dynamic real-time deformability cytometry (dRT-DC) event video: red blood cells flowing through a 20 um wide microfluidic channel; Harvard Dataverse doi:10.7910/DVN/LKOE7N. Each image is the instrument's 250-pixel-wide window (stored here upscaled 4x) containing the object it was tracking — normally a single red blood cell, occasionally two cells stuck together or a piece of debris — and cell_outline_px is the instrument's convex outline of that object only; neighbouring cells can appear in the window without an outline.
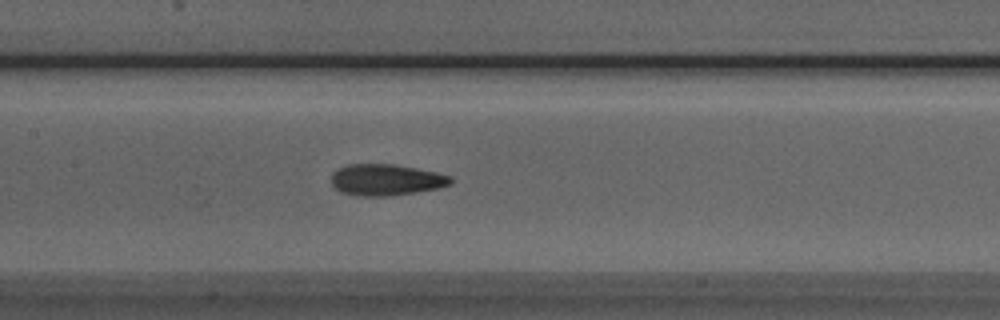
{"species": "Egyptian fruit bat (a non-hibernating species)", "species_latin": "Rousettus aegyptiacus", "temperature_condition": "room temperature", "stored_images_in_passage": 18, "camera_frame_rate_fps": 3000, "um_per_image_px": 0.085, "animal": {"sex": "male"}, "frame": {"image": 1, "passage_image": 11, "time_ms": 3.333, "image_size_px": [1000, 320], "cell_outline_px": [[452, 184], [436, 188], [392, 196], [360, 196], [340, 192], [332, 184], [332, 172], [348, 164], [392, 164], [416, 168], [436, 172], [452, 176]], "centroid_in_image_um": [32.81, 15.28], "position_along_channel_um": 174.6, "area_um2": 21.73}}
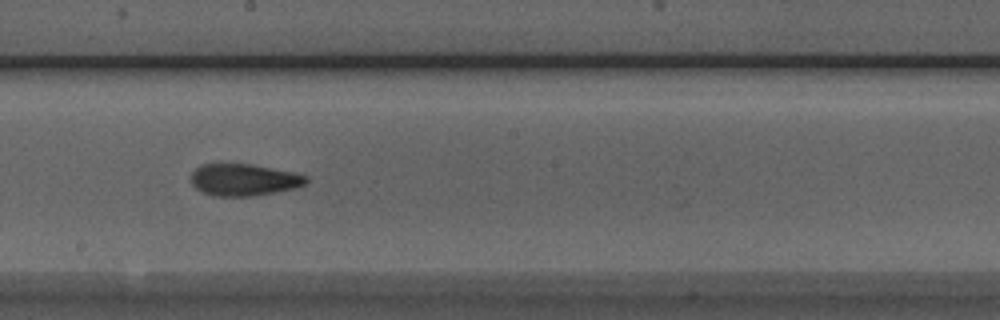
{"frame": {"image": 2, "passage_image": 15, "time_ms": 4.667, "image_size_px": [1000, 320], "cell_outline_px": [[308, 184], [296, 188], [248, 196], [212, 196], [196, 188], [192, 184], [192, 172], [200, 164], [252, 164], [296, 172], [308, 176]], "centroid_in_image_um": [20.77, 15.27], "position_along_channel_um": 227.4, "area_um2": 21.44}}